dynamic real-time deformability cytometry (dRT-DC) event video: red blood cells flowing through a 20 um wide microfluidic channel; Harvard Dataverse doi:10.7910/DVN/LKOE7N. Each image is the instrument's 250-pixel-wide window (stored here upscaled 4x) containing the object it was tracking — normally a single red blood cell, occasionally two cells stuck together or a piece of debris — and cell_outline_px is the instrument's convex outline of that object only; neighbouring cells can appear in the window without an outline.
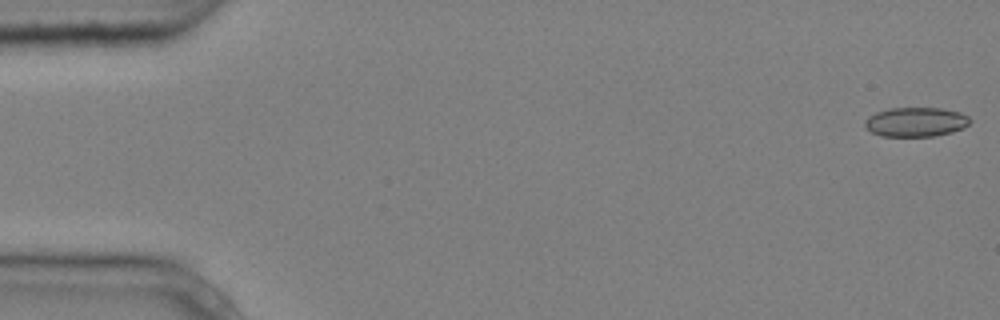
{"species": "common noctule bat (a hibernating species)", "species_latin": "Nyctalus noctula", "temperature_condition": "cold", "stored_images_in_passage": 6, "camera_frame_rate_fps": 3000, "um_per_image_px": 0.085, "animal": {"sex": "male", "body_mass_g": 20.4}, "frame": {"image": 1, "passage_image": 1, "time_ms": 0.0, "image_size_px": [1000, 320], "cell_outline_px": [[972, 120], [964, 128], [952, 132], [932, 136], [880, 136], [872, 132], [864, 124], [864, 120], [868, 116], [876, 112], [888, 108], [940, 108], [960, 112], [968, 116]], "centroid_in_image_um": [77.85, 10.36], "position_along_channel_um": 7.2, "area_um2": 18.03}}
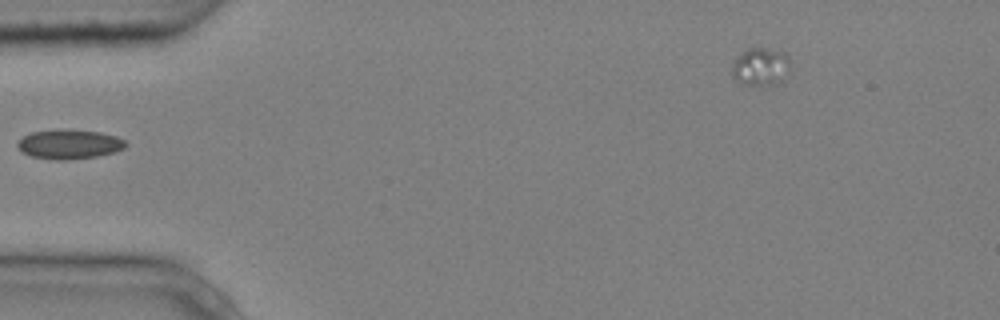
{"frame": {"image": 2, "passage_image": 5, "time_ms": 1.333, "image_size_px": [1000, 320], "cell_outline_px": [[128, 144], [124, 148], [116, 152], [96, 156], [68, 160], [52, 160], [32, 156], [24, 152], [16, 144], [24, 136], [32, 132], [56, 128], [100, 132], [116, 136], [124, 140]], "centroid_in_image_um": [5.91, 12.25], "position_along_channel_um": 79.1, "area_um2": 18.61}}
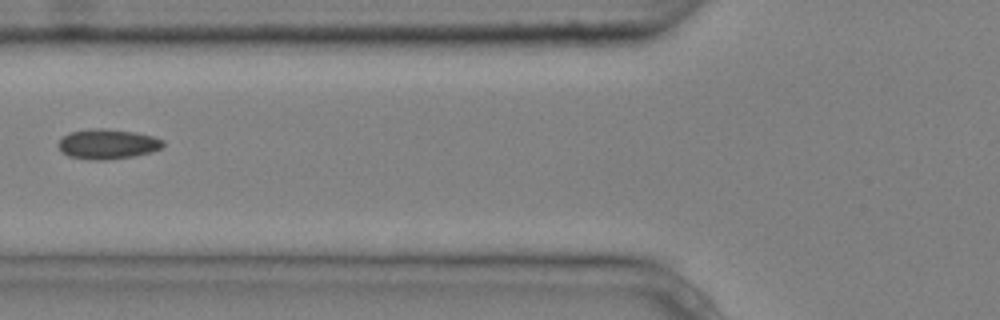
{"frame": {"image": 3, "passage_image": 6, "time_ms": 1.667, "image_size_px": [1000, 320], "cell_outline_px": [[164, 148], [152, 152], [132, 156], [108, 160], [88, 160], [68, 156], [60, 152], [56, 144], [68, 132], [96, 128], [104, 128], [136, 132], [152, 136], [164, 140]], "centroid_in_image_um": [9.13, 12.25], "position_along_channel_um": 116.7, "area_um2": 18.61}}